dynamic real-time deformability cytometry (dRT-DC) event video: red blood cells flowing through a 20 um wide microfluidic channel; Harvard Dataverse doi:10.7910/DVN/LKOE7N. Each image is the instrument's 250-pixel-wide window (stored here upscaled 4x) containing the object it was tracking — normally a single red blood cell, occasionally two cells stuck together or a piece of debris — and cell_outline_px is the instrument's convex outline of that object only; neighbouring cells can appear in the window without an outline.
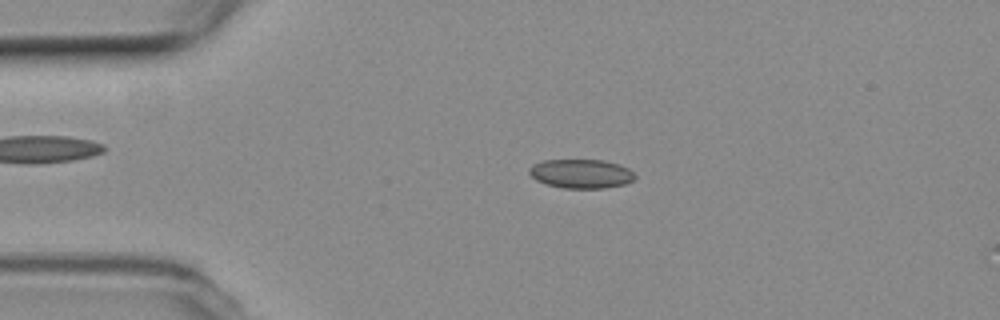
{"species": "common noctule bat (a hibernating species)", "species_latin": "Nyctalus noctula", "temperature_condition": "room temperature", "stored_images_in_passage": 13, "camera_frame_rate_fps": 3000, "um_per_image_px": 0.085, "animal": {"sex": "female", "body_mass_g": 19.3, "forearm_length_mm": 54.1}, "frame": {"image": 1, "passage_image": 11, "time_ms": 3.333, "image_size_px": [1000, 320], "cell_outline_px": [[636, 176], [632, 180], [624, 184], [604, 188], [564, 188], [544, 184], [536, 180], [528, 172], [528, 168], [532, 164], [544, 160], [604, 160], [620, 164], [628, 168]], "centroid_in_image_um": [49.36, 14.76], "position_along_channel_um": 35.6, "area_um2": 17.98}}